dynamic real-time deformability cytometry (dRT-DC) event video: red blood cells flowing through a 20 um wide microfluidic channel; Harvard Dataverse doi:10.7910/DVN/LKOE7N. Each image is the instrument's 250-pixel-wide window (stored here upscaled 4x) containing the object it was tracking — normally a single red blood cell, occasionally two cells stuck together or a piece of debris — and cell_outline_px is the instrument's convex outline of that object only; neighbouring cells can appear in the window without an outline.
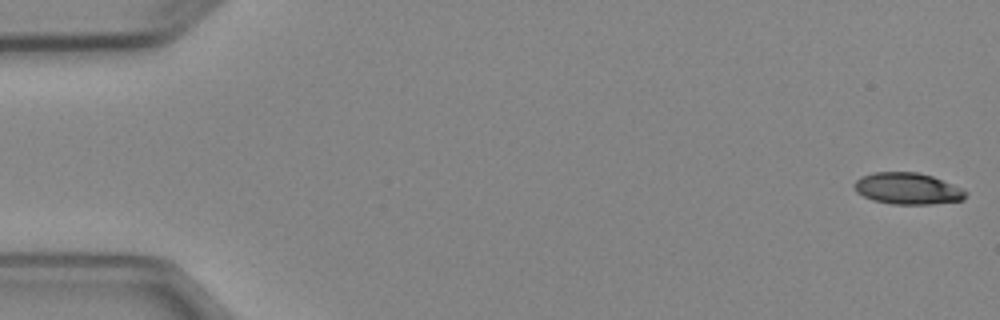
{"species": "Egyptian fruit bat (a non-hibernating species)", "species_latin": "Rousettus aegyptiacus", "temperature_condition": "cold", "stored_images_in_passage": 4, "camera_frame_rate_fps": 3000, "um_per_image_px": 0.085, "animal": {"sex": "female"}, "frame": {"image": 1, "passage_image": 1, "time_ms": 0.0, "image_size_px": [1000, 320], "cell_outline_px": [[968, 192], [964, 200], [932, 204], [892, 204], [872, 200], [856, 192], [852, 184], [860, 176], [872, 172], [916, 172], [932, 176], [952, 184]], "centroid_in_image_um": [77.11, 16.03], "position_along_channel_um": 7.9, "area_um2": 20.58}}